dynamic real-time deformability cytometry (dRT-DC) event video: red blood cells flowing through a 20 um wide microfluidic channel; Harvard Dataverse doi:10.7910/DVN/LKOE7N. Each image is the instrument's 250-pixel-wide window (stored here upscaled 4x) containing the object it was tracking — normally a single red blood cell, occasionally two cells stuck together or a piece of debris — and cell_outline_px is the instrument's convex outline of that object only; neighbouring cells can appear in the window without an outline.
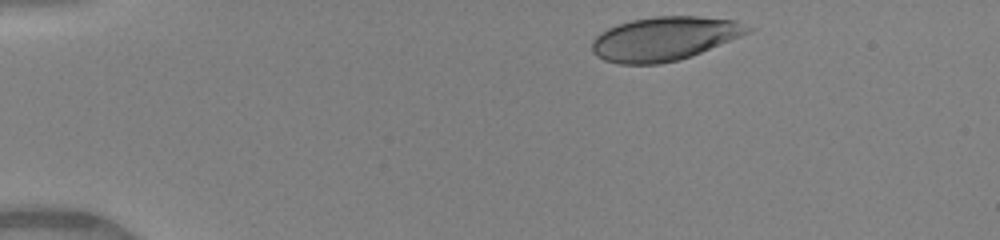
{"species": "human", "species_latin": "Homo sapiens", "temperature_condition": "warm", "stored_images_in_passage": 15, "camera_frame_rate_fps": 3000, "um_per_image_px": 0.085, "donor": {"sex": "female"}, "frame": {"image": 1, "passage_image": 1, "time_ms": 0.0, "image_size_px": [1000, 240], "cell_outline_px": [[756, 28], [752, 32], [692, 56], [660, 64], [620, 64], [604, 60], [596, 56], [592, 52], [592, 40], [600, 32], [608, 28], [632, 20], [656, 16], [700, 16], [732, 20]], "centroid_in_image_um": [56.49, 3.29], "position_along_channel_um": 28.5, "area_um2": 39.88}}
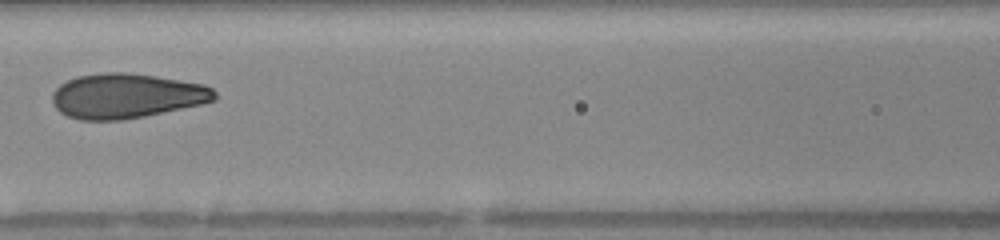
{"frame": {"image": 2, "passage_image": 6, "time_ms": 1.667, "image_size_px": [1000, 240], "cell_outline_px": [[216, 100], [204, 104], [144, 116], [120, 120], [80, 120], [68, 116], [60, 112], [52, 104], [52, 92], [60, 84], [76, 76], [104, 72], [124, 72], [156, 76], [204, 84], [212, 88], [216, 92]], "centroid_in_image_um": [10.75, 8.15], "position_along_channel_um": 155.8, "area_um2": 42.6}}
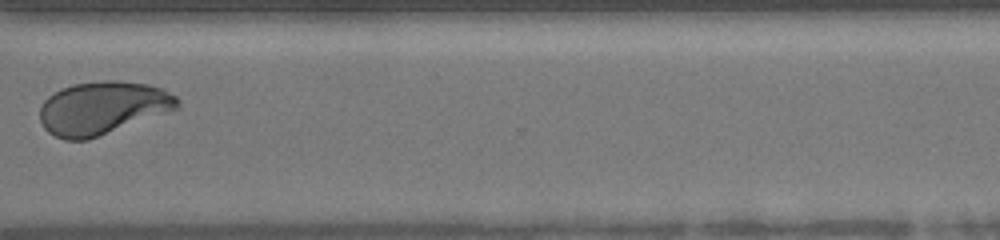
{"frame": {"image": 3, "passage_image": 11, "time_ms": 3.333, "image_size_px": [1000, 240], "cell_outline_px": [[180, 108], [88, 140], [64, 140], [48, 132], [44, 128], [40, 120], [40, 108], [44, 100], [48, 96], [64, 88], [76, 84], [100, 80], [116, 80], [148, 84], [164, 88], [176, 96], [180, 100]], "centroid_in_image_um": [8.75, 9.18], "position_along_channel_um": 361.8, "area_um2": 42.66}}